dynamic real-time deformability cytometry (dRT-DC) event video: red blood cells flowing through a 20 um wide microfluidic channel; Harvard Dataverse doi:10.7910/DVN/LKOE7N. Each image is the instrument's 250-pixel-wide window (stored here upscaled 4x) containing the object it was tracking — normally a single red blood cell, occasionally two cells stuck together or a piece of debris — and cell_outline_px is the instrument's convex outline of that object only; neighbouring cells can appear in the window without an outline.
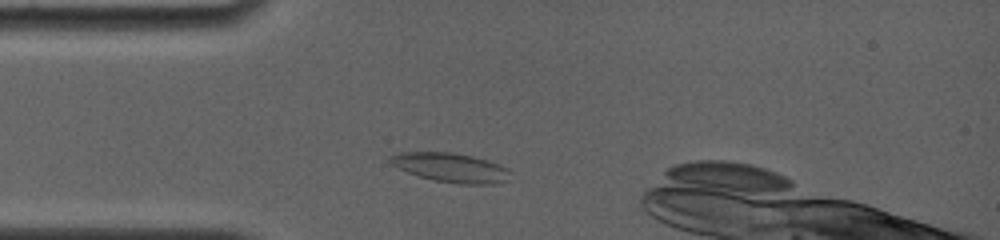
{"species": "common noctule bat (a hibernating species)", "species_latin": "Nyctalus noctula", "temperature_condition": "room temperature", "stored_images_in_passage": 27, "camera_frame_rate_fps": 4000, "um_per_image_px": 0.085, "animal": {"sex": "female", "body_mass_g": 19.0, "forearm_length_mm": 56.7}, "frame": {"image": 1, "passage_image": 4, "time_ms": 1.75, "image_size_px": [1000, 240], "cell_outline_px": [[512, 172], [504, 180], [496, 184], [460, 184], [436, 180], [420, 176], [408, 172], [392, 164], [388, 160], [388, 156], [396, 152], [452, 152], [472, 156], [488, 160], [500, 164], [508, 168]], "centroid_in_image_um": [38.32, 14.23], "position_along_channel_um": 46.7, "area_um2": 20.4}}
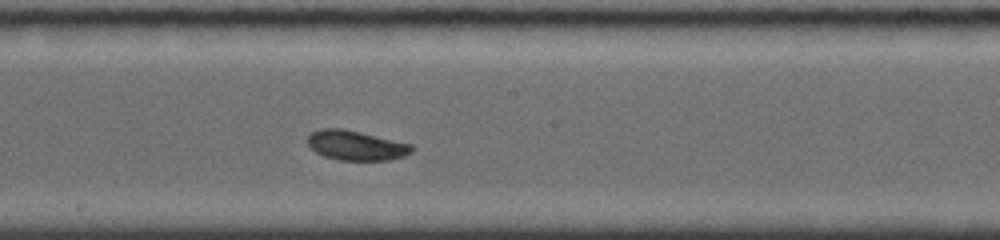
{"frame": {"image": 2, "passage_image": 12, "time_ms": 6.5, "image_size_px": [1000, 240], "cell_outline_px": [[412, 152], [404, 156], [388, 160], [340, 160], [324, 156], [316, 152], [308, 144], [308, 136], [312, 132], [320, 128], [344, 128], [412, 144]], "centroid_in_image_um": [30.26, 12.35], "position_along_channel_um": 217.9, "area_um2": 17.98}}
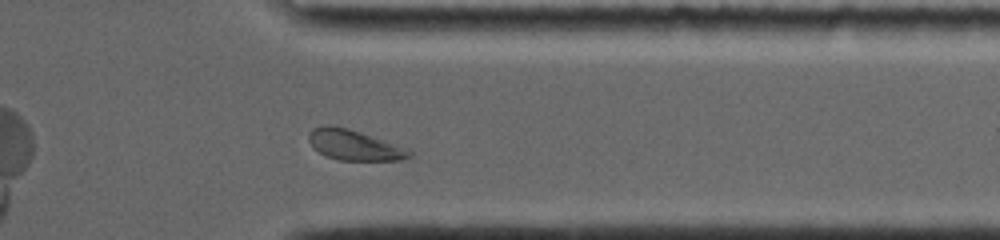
{"frame": {"image": 3, "passage_image": 23, "time_ms": 10.75, "image_size_px": [1000, 240], "cell_outline_px": [[412, 156], [400, 160], [340, 160], [324, 156], [312, 148], [308, 140], [308, 132], [312, 128], [324, 124], [332, 124], [348, 128], [360, 132], [412, 152]], "centroid_in_image_um": [29.96, 12.32], "position_along_channel_um": 381.4, "area_um2": 17.63}, "authors_computed_cell_mechanics": {"area_um2": 18.0914, "velocity_mm_per_s": 3.8206, "shape_relaxation_time_tau1_ms": 3.7507, "shape_relaxation_time_tau2_ms": null, "deformation_change_tau1": 0.0772, "deformation_change_tau2": null}}